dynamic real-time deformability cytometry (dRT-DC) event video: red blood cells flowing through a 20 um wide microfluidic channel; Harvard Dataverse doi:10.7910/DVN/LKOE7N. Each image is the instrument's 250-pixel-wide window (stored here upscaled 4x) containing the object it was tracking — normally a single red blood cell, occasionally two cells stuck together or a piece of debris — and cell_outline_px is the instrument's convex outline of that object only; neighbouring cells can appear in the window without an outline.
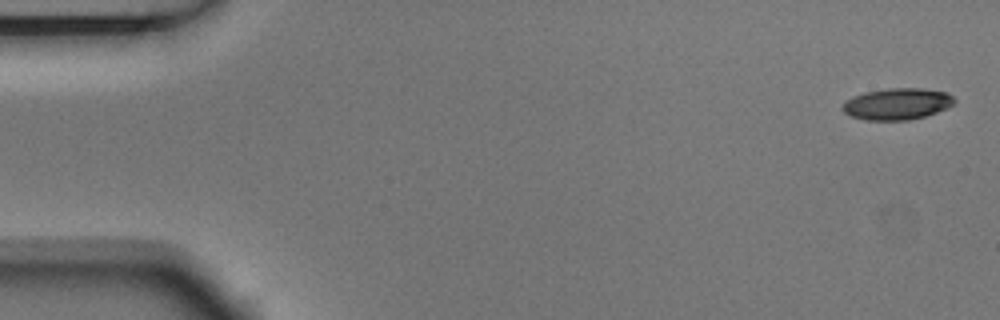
{"species": "Egyptian fruit bat (a non-hibernating species)", "species_latin": "Rousettus aegyptiacus", "temperature_condition": "room temperature", "stored_images_in_passage": 5, "camera_frame_rate_fps": 3000, "um_per_image_px": 0.085, "animal": {"sex": "male"}, "frame": {"image": 1, "passage_image": 1, "time_ms": 0.0, "image_size_px": [1000, 320], "cell_outline_px": [[956, 100], [948, 108], [924, 116], [908, 120], [864, 120], [852, 116], [844, 112], [840, 108], [852, 96], [864, 92], [888, 88], [924, 88], [948, 92]], "centroid_in_image_um": [76.27, 8.82], "position_along_channel_um": 8.7, "area_um2": 20.58}}
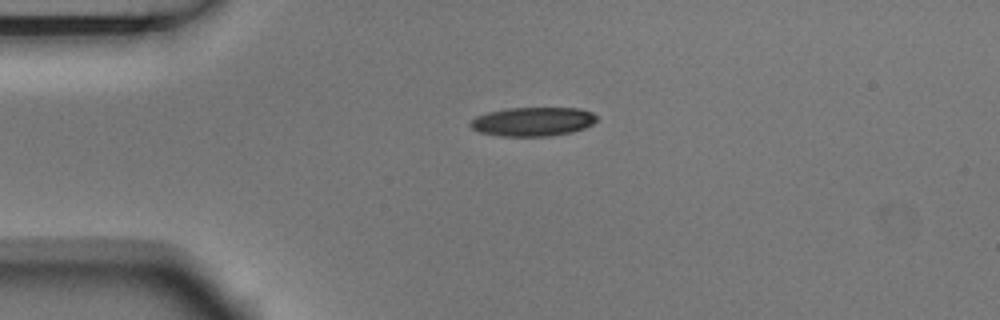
{"frame": {"image": 2, "passage_image": 4, "time_ms": 1.0, "image_size_px": [1000, 320], "cell_outline_px": [[596, 120], [592, 124], [584, 128], [572, 132], [548, 136], [500, 136], [480, 132], [472, 128], [468, 124], [476, 116], [488, 112], [508, 108], [580, 108], [592, 112], [596, 116]], "centroid_in_image_um": [45.28, 10.33], "position_along_channel_um": 39.7, "area_um2": 21.27}}